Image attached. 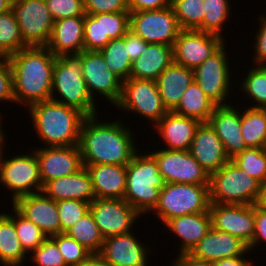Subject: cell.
I'll list each match as a JSON object with an SVG mask.
<instances>
[{
    "label": "cell",
    "instance_id": "6",
    "mask_svg": "<svg viewBox=\"0 0 266 266\" xmlns=\"http://www.w3.org/2000/svg\"><path fill=\"white\" fill-rule=\"evenodd\" d=\"M210 203L255 205L261 183L241 170L231 159L210 175Z\"/></svg>",
    "mask_w": 266,
    "mask_h": 266
},
{
    "label": "cell",
    "instance_id": "36",
    "mask_svg": "<svg viewBox=\"0 0 266 266\" xmlns=\"http://www.w3.org/2000/svg\"><path fill=\"white\" fill-rule=\"evenodd\" d=\"M99 52L102 54L112 73L122 81L130 78L132 62L130 61L128 47L125 46L123 37L110 40Z\"/></svg>",
    "mask_w": 266,
    "mask_h": 266
},
{
    "label": "cell",
    "instance_id": "2",
    "mask_svg": "<svg viewBox=\"0 0 266 266\" xmlns=\"http://www.w3.org/2000/svg\"><path fill=\"white\" fill-rule=\"evenodd\" d=\"M13 73L16 105L26 109L51 99L53 68L57 56L46 46L25 47L7 57Z\"/></svg>",
    "mask_w": 266,
    "mask_h": 266
},
{
    "label": "cell",
    "instance_id": "51",
    "mask_svg": "<svg viewBox=\"0 0 266 266\" xmlns=\"http://www.w3.org/2000/svg\"><path fill=\"white\" fill-rule=\"evenodd\" d=\"M266 243V206L255 204V232L251 244L248 246L250 252L259 249V245ZM258 246V247H257Z\"/></svg>",
    "mask_w": 266,
    "mask_h": 266
},
{
    "label": "cell",
    "instance_id": "53",
    "mask_svg": "<svg viewBox=\"0 0 266 266\" xmlns=\"http://www.w3.org/2000/svg\"><path fill=\"white\" fill-rule=\"evenodd\" d=\"M129 12L155 10L171 6V0H127Z\"/></svg>",
    "mask_w": 266,
    "mask_h": 266
},
{
    "label": "cell",
    "instance_id": "41",
    "mask_svg": "<svg viewBox=\"0 0 266 266\" xmlns=\"http://www.w3.org/2000/svg\"><path fill=\"white\" fill-rule=\"evenodd\" d=\"M204 0H171L181 29H197L204 20Z\"/></svg>",
    "mask_w": 266,
    "mask_h": 266
},
{
    "label": "cell",
    "instance_id": "44",
    "mask_svg": "<svg viewBox=\"0 0 266 266\" xmlns=\"http://www.w3.org/2000/svg\"><path fill=\"white\" fill-rule=\"evenodd\" d=\"M130 12H114L101 14L102 39L123 37L129 30Z\"/></svg>",
    "mask_w": 266,
    "mask_h": 266
},
{
    "label": "cell",
    "instance_id": "20",
    "mask_svg": "<svg viewBox=\"0 0 266 266\" xmlns=\"http://www.w3.org/2000/svg\"><path fill=\"white\" fill-rule=\"evenodd\" d=\"M11 204L48 237L61 233L57 202L43 192L21 196Z\"/></svg>",
    "mask_w": 266,
    "mask_h": 266
},
{
    "label": "cell",
    "instance_id": "15",
    "mask_svg": "<svg viewBox=\"0 0 266 266\" xmlns=\"http://www.w3.org/2000/svg\"><path fill=\"white\" fill-rule=\"evenodd\" d=\"M82 75L91 97L105 98L113 107L119 102L123 81L112 73L99 51H82ZM98 93V94H97ZM98 95V96H97Z\"/></svg>",
    "mask_w": 266,
    "mask_h": 266
},
{
    "label": "cell",
    "instance_id": "46",
    "mask_svg": "<svg viewBox=\"0 0 266 266\" xmlns=\"http://www.w3.org/2000/svg\"><path fill=\"white\" fill-rule=\"evenodd\" d=\"M29 256L36 266H66L57 243L51 237H48Z\"/></svg>",
    "mask_w": 266,
    "mask_h": 266
},
{
    "label": "cell",
    "instance_id": "18",
    "mask_svg": "<svg viewBox=\"0 0 266 266\" xmlns=\"http://www.w3.org/2000/svg\"><path fill=\"white\" fill-rule=\"evenodd\" d=\"M149 249L130 232L105 238L99 254L112 266H148Z\"/></svg>",
    "mask_w": 266,
    "mask_h": 266
},
{
    "label": "cell",
    "instance_id": "55",
    "mask_svg": "<svg viewBox=\"0 0 266 266\" xmlns=\"http://www.w3.org/2000/svg\"><path fill=\"white\" fill-rule=\"evenodd\" d=\"M169 266H212L210 262L193 257L189 253L178 254Z\"/></svg>",
    "mask_w": 266,
    "mask_h": 266
},
{
    "label": "cell",
    "instance_id": "45",
    "mask_svg": "<svg viewBox=\"0 0 266 266\" xmlns=\"http://www.w3.org/2000/svg\"><path fill=\"white\" fill-rule=\"evenodd\" d=\"M110 39H102L101 14H85L84 51H101Z\"/></svg>",
    "mask_w": 266,
    "mask_h": 266
},
{
    "label": "cell",
    "instance_id": "24",
    "mask_svg": "<svg viewBox=\"0 0 266 266\" xmlns=\"http://www.w3.org/2000/svg\"><path fill=\"white\" fill-rule=\"evenodd\" d=\"M200 121L169 111L155 126L166 150L189 151ZM158 133V134H157Z\"/></svg>",
    "mask_w": 266,
    "mask_h": 266
},
{
    "label": "cell",
    "instance_id": "49",
    "mask_svg": "<svg viewBox=\"0 0 266 266\" xmlns=\"http://www.w3.org/2000/svg\"><path fill=\"white\" fill-rule=\"evenodd\" d=\"M86 14L129 12L127 0H84Z\"/></svg>",
    "mask_w": 266,
    "mask_h": 266
},
{
    "label": "cell",
    "instance_id": "13",
    "mask_svg": "<svg viewBox=\"0 0 266 266\" xmlns=\"http://www.w3.org/2000/svg\"><path fill=\"white\" fill-rule=\"evenodd\" d=\"M160 149L150 152L148 148V152L155 158L166 183L210 185V175L190 151Z\"/></svg>",
    "mask_w": 266,
    "mask_h": 266
},
{
    "label": "cell",
    "instance_id": "37",
    "mask_svg": "<svg viewBox=\"0 0 266 266\" xmlns=\"http://www.w3.org/2000/svg\"><path fill=\"white\" fill-rule=\"evenodd\" d=\"M65 233L92 253H99L102 248L104 238L90 211Z\"/></svg>",
    "mask_w": 266,
    "mask_h": 266
},
{
    "label": "cell",
    "instance_id": "12",
    "mask_svg": "<svg viewBox=\"0 0 266 266\" xmlns=\"http://www.w3.org/2000/svg\"><path fill=\"white\" fill-rule=\"evenodd\" d=\"M130 30L147 43L173 46L182 30L172 6L130 12Z\"/></svg>",
    "mask_w": 266,
    "mask_h": 266
},
{
    "label": "cell",
    "instance_id": "23",
    "mask_svg": "<svg viewBox=\"0 0 266 266\" xmlns=\"http://www.w3.org/2000/svg\"><path fill=\"white\" fill-rule=\"evenodd\" d=\"M189 151L209 175L221 169L230 160L222 140L208 122H201L197 127Z\"/></svg>",
    "mask_w": 266,
    "mask_h": 266
},
{
    "label": "cell",
    "instance_id": "5",
    "mask_svg": "<svg viewBox=\"0 0 266 266\" xmlns=\"http://www.w3.org/2000/svg\"><path fill=\"white\" fill-rule=\"evenodd\" d=\"M82 52L57 56L53 68L51 100L77 108L86 116L98 114L82 75Z\"/></svg>",
    "mask_w": 266,
    "mask_h": 266
},
{
    "label": "cell",
    "instance_id": "16",
    "mask_svg": "<svg viewBox=\"0 0 266 266\" xmlns=\"http://www.w3.org/2000/svg\"><path fill=\"white\" fill-rule=\"evenodd\" d=\"M90 212L104 239L134 232V225L142 217L124 199L95 198L90 203Z\"/></svg>",
    "mask_w": 266,
    "mask_h": 266
},
{
    "label": "cell",
    "instance_id": "7",
    "mask_svg": "<svg viewBox=\"0 0 266 266\" xmlns=\"http://www.w3.org/2000/svg\"><path fill=\"white\" fill-rule=\"evenodd\" d=\"M209 185L166 183L160 191L159 201L151 214L162 225L168 220L191 213L209 212Z\"/></svg>",
    "mask_w": 266,
    "mask_h": 266
},
{
    "label": "cell",
    "instance_id": "58",
    "mask_svg": "<svg viewBox=\"0 0 266 266\" xmlns=\"http://www.w3.org/2000/svg\"><path fill=\"white\" fill-rule=\"evenodd\" d=\"M13 0H0V14L12 10Z\"/></svg>",
    "mask_w": 266,
    "mask_h": 266
},
{
    "label": "cell",
    "instance_id": "40",
    "mask_svg": "<svg viewBox=\"0 0 266 266\" xmlns=\"http://www.w3.org/2000/svg\"><path fill=\"white\" fill-rule=\"evenodd\" d=\"M13 223L17 231V236L21 246L27 254H31L37 249L48 236L33 222L22 216L13 206Z\"/></svg>",
    "mask_w": 266,
    "mask_h": 266
},
{
    "label": "cell",
    "instance_id": "32",
    "mask_svg": "<svg viewBox=\"0 0 266 266\" xmlns=\"http://www.w3.org/2000/svg\"><path fill=\"white\" fill-rule=\"evenodd\" d=\"M216 106L194 81L183 93L173 112L200 122H208Z\"/></svg>",
    "mask_w": 266,
    "mask_h": 266
},
{
    "label": "cell",
    "instance_id": "54",
    "mask_svg": "<svg viewBox=\"0 0 266 266\" xmlns=\"http://www.w3.org/2000/svg\"><path fill=\"white\" fill-rule=\"evenodd\" d=\"M248 253L242 256H236L232 258H224L211 263L212 266H256L254 263L256 261L251 260ZM250 260V261H249Z\"/></svg>",
    "mask_w": 266,
    "mask_h": 266
},
{
    "label": "cell",
    "instance_id": "11",
    "mask_svg": "<svg viewBox=\"0 0 266 266\" xmlns=\"http://www.w3.org/2000/svg\"><path fill=\"white\" fill-rule=\"evenodd\" d=\"M12 10L24 43L28 47L46 46L52 35L54 20L45 0H13Z\"/></svg>",
    "mask_w": 266,
    "mask_h": 266
},
{
    "label": "cell",
    "instance_id": "9",
    "mask_svg": "<svg viewBox=\"0 0 266 266\" xmlns=\"http://www.w3.org/2000/svg\"><path fill=\"white\" fill-rule=\"evenodd\" d=\"M115 108L123 111V116L128 112L127 115L134 113L136 117H144L142 119L154 126L169 112L155 80L134 78L123 81L121 98Z\"/></svg>",
    "mask_w": 266,
    "mask_h": 266
},
{
    "label": "cell",
    "instance_id": "10",
    "mask_svg": "<svg viewBox=\"0 0 266 266\" xmlns=\"http://www.w3.org/2000/svg\"><path fill=\"white\" fill-rule=\"evenodd\" d=\"M227 45H223L215 54L196 67L194 72V81L204 91L208 98L217 106L230 105L233 101L228 98L234 93L232 72L230 66V55L227 53ZM228 55V56H227ZM231 71V72H230ZM229 102V103H228ZM231 102V103H230Z\"/></svg>",
    "mask_w": 266,
    "mask_h": 266
},
{
    "label": "cell",
    "instance_id": "35",
    "mask_svg": "<svg viewBox=\"0 0 266 266\" xmlns=\"http://www.w3.org/2000/svg\"><path fill=\"white\" fill-rule=\"evenodd\" d=\"M204 20L196 29L203 32L216 34L224 38V24L228 21L231 15L230 0H204ZM228 20V21H227ZM224 27V28H223Z\"/></svg>",
    "mask_w": 266,
    "mask_h": 266
},
{
    "label": "cell",
    "instance_id": "31",
    "mask_svg": "<svg viewBox=\"0 0 266 266\" xmlns=\"http://www.w3.org/2000/svg\"><path fill=\"white\" fill-rule=\"evenodd\" d=\"M29 256L21 246L17 236L13 213L0 212V264L2 266H22Z\"/></svg>",
    "mask_w": 266,
    "mask_h": 266
},
{
    "label": "cell",
    "instance_id": "1",
    "mask_svg": "<svg viewBox=\"0 0 266 266\" xmlns=\"http://www.w3.org/2000/svg\"><path fill=\"white\" fill-rule=\"evenodd\" d=\"M99 116H87L80 129L83 165H127L138 151L134 130L122 119L100 121Z\"/></svg>",
    "mask_w": 266,
    "mask_h": 266
},
{
    "label": "cell",
    "instance_id": "33",
    "mask_svg": "<svg viewBox=\"0 0 266 266\" xmlns=\"http://www.w3.org/2000/svg\"><path fill=\"white\" fill-rule=\"evenodd\" d=\"M244 107L241 111V132L244 143L247 148H264L266 144V108Z\"/></svg>",
    "mask_w": 266,
    "mask_h": 266
},
{
    "label": "cell",
    "instance_id": "21",
    "mask_svg": "<svg viewBox=\"0 0 266 266\" xmlns=\"http://www.w3.org/2000/svg\"><path fill=\"white\" fill-rule=\"evenodd\" d=\"M239 106H216L208 123L222 140L223 147L229 159L246 149L241 132V110Z\"/></svg>",
    "mask_w": 266,
    "mask_h": 266
},
{
    "label": "cell",
    "instance_id": "8",
    "mask_svg": "<svg viewBox=\"0 0 266 266\" xmlns=\"http://www.w3.org/2000/svg\"><path fill=\"white\" fill-rule=\"evenodd\" d=\"M5 146L0 150V185L10 191V203L21 196L42 192L43 184L35 151L30 148L27 150L29 153H16L13 157L5 158Z\"/></svg>",
    "mask_w": 266,
    "mask_h": 266
},
{
    "label": "cell",
    "instance_id": "27",
    "mask_svg": "<svg viewBox=\"0 0 266 266\" xmlns=\"http://www.w3.org/2000/svg\"><path fill=\"white\" fill-rule=\"evenodd\" d=\"M88 170L95 198L123 199L126 189L127 165H83Z\"/></svg>",
    "mask_w": 266,
    "mask_h": 266
},
{
    "label": "cell",
    "instance_id": "22",
    "mask_svg": "<svg viewBox=\"0 0 266 266\" xmlns=\"http://www.w3.org/2000/svg\"><path fill=\"white\" fill-rule=\"evenodd\" d=\"M250 251L239 238L213 227L189 253L193 257L213 263L224 258L242 256Z\"/></svg>",
    "mask_w": 266,
    "mask_h": 266
},
{
    "label": "cell",
    "instance_id": "43",
    "mask_svg": "<svg viewBox=\"0 0 266 266\" xmlns=\"http://www.w3.org/2000/svg\"><path fill=\"white\" fill-rule=\"evenodd\" d=\"M61 233H65L78 220L90 211V203L81 200L66 199L57 202Z\"/></svg>",
    "mask_w": 266,
    "mask_h": 266
},
{
    "label": "cell",
    "instance_id": "48",
    "mask_svg": "<svg viewBox=\"0 0 266 266\" xmlns=\"http://www.w3.org/2000/svg\"><path fill=\"white\" fill-rule=\"evenodd\" d=\"M266 14V13H265ZM265 14H259L257 17L259 20L258 27L253 37V56L250 59L252 64L255 65H266V15ZM255 51V52H254Z\"/></svg>",
    "mask_w": 266,
    "mask_h": 266
},
{
    "label": "cell",
    "instance_id": "19",
    "mask_svg": "<svg viewBox=\"0 0 266 266\" xmlns=\"http://www.w3.org/2000/svg\"><path fill=\"white\" fill-rule=\"evenodd\" d=\"M42 184L76 173L83 167L79 146L34 147Z\"/></svg>",
    "mask_w": 266,
    "mask_h": 266
},
{
    "label": "cell",
    "instance_id": "28",
    "mask_svg": "<svg viewBox=\"0 0 266 266\" xmlns=\"http://www.w3.org/2000/svg\"><path fill=\"white\" fill-rule=\"evenodd\" d=\"M84 17L63 18L54 22L46 47L54 56L84 51Z\"/></svg>",
    "mask_w": 266,
    "mask_h": 266
},
{
    "label": "cell",
    "instance_id": "52",
    "mask_svg": "<svg viewBox=\"0 0 266 266\" xmlns=\"http://www.w3.org/2000/svg\"><path fill=\"white\" fill-rule=\"evenodd\" d=\"M125 46L128 47L130 61L138 59L142 53L147 50L149 43L144 41L140 36L129 30L124 36Z\"/></svg>",
    "mask_w": 266,
    "mask_h": 266
},
{
    "label": "cell",
    "instance_id": "14",
    "mask_svg": "<svg viewBox=\"0 0 266 266\" xmlns=\"http://www.w3.org/2000/svg\"><path fill=\"white\" fill-rule=\"evenodd\" d=\"M226 38L195 29H182L173 45L174 63L195 69L215 54Z\"/></svg>",
    "mask_w": 266,
    "mask_h": 266
},
{
    "label": "cell",
    "instance_id": "29",
    "mask_svg": "<svg viewBox=\"0 0 266 266\" xmlns=\"http://www.w3.org/2000/svg\"><path fill=\"white\" fill-rule=\"evenodd\" d=\"M155 81L165 107L168 111H173L183 93L194 82V72L193 69L173 62Z\"/></svg>",
    "mask_w": 266,
    "mask_h": 266
},
{
    "label": "cell",
    "instance_id": "4",
    "mask_svg": "<svg viewBox=\"0 0 266 266\" xmlns=\"http://www.w3.org/2000/svg\"><path fill=\"white\" fill-rule=\"evenodd\" d=\"M165 184L155 158L148 151L143 154L139 149L127 164L123 199L144 216L155 209Z\"/></svg>",
    "mask_w": 266,
    "mask_h": 266
},
{
    "label": "cell",
    "instance_id": "3",
    "mask_svg": "<svg viewBox=\"0 0 266 266\" xmlns=\"http://www.w3.org/2000/svg\"><path fill=\"white\" fill-rule=\"evenodd\" d=\"M42 147L79 145L80 129L87 117L77 108L54 100L40 101L27 109Z\"/></svg>",
    "mask_w": 266,
    "mask_h": 266
},
{
    "label": "cell",
    "instance_id": "26",
    "mask_svg": "<svg viewBox=\"0 0 266 266\" xmlns=\"http://www.w3.org/2000/svg\"><path fill=\"white\" fill-rule=\"evenodd\" d=\"M164 226L179 239V254L190 253L212 227L210 212L191 213L168 220Z\"/></svg>",
    "mask_w": 266,
    "mask_h": 266
},
{
    "label": "cell",
    "instance_id": "59",
    "mask_svg": "<svg viewBox=\"0 0 266 266\" xmlns=\"http://www.w3.org/2000/svg\"><path fill=\"white\" fill-rule=\"evenodd\" d=\"M257 203L266 206V180L261 184V193Z\"/></svg>",
    "mask_w": 266,
    "mask_h": 266
},
{
    "label": "cell",
    "instance_id": "38",
    "mask_svg": "<svg viewBox=\"0 0 266 266\" xmlns=\"http://www.w3.org/2000/svg\"><path fill=\"white\" fill-rule=\"evenodd\" d=\"M28 47L21 36L13 10L0 14V57H8Z\"/></svg>",
    "mask_w": 266,
    "mask_h": 266
},
{
    "label": "cell",
    "instance_id": "57",
    "mask_svg": "<svg viewBox=\"0 0 266 266\" xmlns=\"http://www.w3.org/2000/svg\"><path fill=\"white\" fill-rule=\"evenodd\" d=\"M3 119H4V117H2L1 112H0V150L5 145V143L8 142L6 139L7 134H5L6 130L3 128V125H2Z\"/></svg>",
    "mask_w": 266,
    "mask_h": 266
},
{
    "label": "cell",
    "instance_id": "25",
    "mask_svg": "<svg viewBox=\"0 0 266 266\" xmlns=\"http://www.w3.org/2000/svg\"><path fill=\"white\" fill-rule=\"evenodd\" d=\"M42 192L56 202L73 199L91 203L95 199L91 176L85 166L71 175L47 181Z\"/></svg>",
    "mask_w": 266,
    "mask_h": 266
},
{
    "label": "cell",
    "instance_id": "56",
    "mask_svg": "<svg viewBox=\"0 0 266 266\" xmlns=\"http://www.w3.org/2000/svg\"><path fill=\"white\" fill-rule=\"evenodd\" d=\"M79 266H112L99 253H92Z\"/></svg>",
    "mask_w": 266,
    "mask_h": 266
},
{
    "label": "cell",
    "instance_id": "34",
    "mask_svg": "<svg viewBox=\"0 0 266 266\" xmlns=\"http://www.w3.org/2000/svg\"><path fill=\"white\" fill-rule=\"evenodd\" d=\"M249 69L241 75L242 80L237 90L244 92V99L250 101L246 107L250 108H266V65H255L248 67ZM247 72V73H246ZM244 74H246L244 76ZM246 96V97H245ZM248 98V99H247ZM253 101V102H252ZM251 104V106H249Z\"/></svg>",
    "mask_w": 266,
    "mask_h": 266
},
{
    "label": "cell",
    "instance_id": "17",
    "mask_svg": "<svg viewBox=\"0 0 266 266\" xmlns=\"http://www.w3.org/2000/svg\"><path fill=\"white\" fill-rule=\"evenodd\" d=\"M211 225L243 241L247 246L255 232V205L210 203Z\"/></svg>",
    "mask_w": 266,
    "mask_h": 266
},
{
    "label": "cell",
    "instance_id": "42",
    "mask_svg": "<svg viewBox=\"0 0 266 266\" xmlns=\"http://www.w3.org/2000/svg\"><path fill=\"white\" fill-rule=\"evenodd\" d=\"M51 238L57 243L66 266H79L92 254L85 246L66 233L56 234Z\"/></svg>",
    "mask_w": 266,
    "mask_h": 266
},
{
    "label": "cell",
    "instance_id": "39",
    "mask_svg": "<svg viewBox=\"0 0 266 266\" xmlns=\"http://www.w3.org/2000/svg\"><path fill=\"white\" fill-rule=\"evenodd\" d=\"M241 170L261 184L266 180L265 148H246L231 159Z\"/></svg>",
    "mask_w": 266,
    "mask_h": 266
},
{
    "label": "cell",
    "instance_id": "50",
    "mask_svg": "<svg viewBox=\"0 0 266 266\" xmlns=\"http://www.w3.org/2000/svg\"><path fill=\"white\" fill-rule=\"evenodd\" d=\"M0 101L15 103L13 73L7 57H0Z\"/></svg>",
    "mask_w": 266,
    "mask_h": 266
},
{
    "label": "cell",
    "instance_id": "30",
    "mask_svg": "<svg viewBox=\"0 0 266 266\" xmlns=\"http://www.w3.org/2000/svg\"><path fill=\"white\" fill-rule=\"evenodd\" d=\"M173 62V46L149 43L147 50L132 62L130 78L156 80Z\"/></svg>",
    "mask_w": 266,
    "mask_h": 266
},
{
    "label": "cell",
    "instance_id": "47",
    "mask_svg": "<svg viewBox=\"0 0 266 266\" xmlns=\"http://www.w3.org/2000/svg\"><path fill=\"white\" fill-rule=\"evenodd\" d=\"M45 3L54 22L86 14L84 0H45Z\"/></svg>",
    "mask_w": 266,
    "mask_h": 266
}]
</instances>
